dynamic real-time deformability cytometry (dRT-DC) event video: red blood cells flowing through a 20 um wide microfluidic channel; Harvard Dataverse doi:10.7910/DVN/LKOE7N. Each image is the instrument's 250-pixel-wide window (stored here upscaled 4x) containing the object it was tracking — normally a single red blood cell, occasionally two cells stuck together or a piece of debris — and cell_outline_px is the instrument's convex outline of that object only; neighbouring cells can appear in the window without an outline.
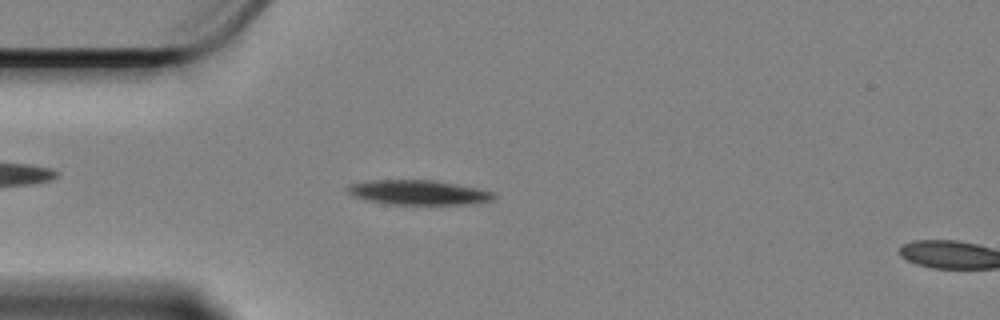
{"species": "Egyptian fruit bat (a non-hibernating species)", "species_latin": "Rousettus aegyptiacus", "temperature_condition": "cold", "stored_images_in_passage": 16, "camera_frame_rate_fps": 3000, "um_per_image_px": 0.085, "animal": {"sex": "female"}, "frame": {"image": 1, "passage_image": 14, "time_ms": 4.333, "image_size_px": [1000, 320], "cell_outline_px": [[496, 196], [492, 200], [472, 204], [384, 204], [364, 200], [348, 192], [348, 188], [352, 184], [372, 180], [432, 180], [476, 188], [492, 192]], "centroid_in_image_um": [35.56, 16.37], "position_along_channel_um": 49.4, "area_um2": 20.69}}